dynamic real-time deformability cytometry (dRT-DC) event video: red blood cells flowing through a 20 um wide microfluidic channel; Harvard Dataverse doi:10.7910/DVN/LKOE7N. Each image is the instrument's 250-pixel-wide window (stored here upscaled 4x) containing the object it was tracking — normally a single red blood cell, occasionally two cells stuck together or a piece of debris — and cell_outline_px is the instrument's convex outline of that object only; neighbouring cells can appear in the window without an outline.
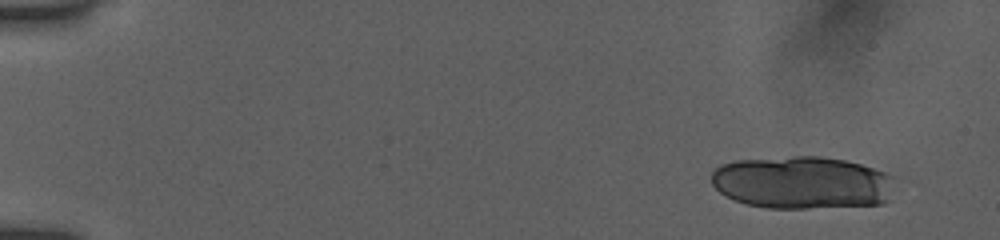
{"species": "human", "species_latin": "Homo sapiens", "temperature_condition": "room temperature", "stored_images_in_passage": 16, "camera_frame_rate_fps": 3000, "um_per_image_px": 0.085, "donor": {"sex": "female"}, "frame": {"image": 1, "passage_image": 1, "time_ms": 0.0, "image_size_px": [1000, 240], "cell_outline_px": [[892, 176], [888, 200], [884, 204], [808, 208], [768, 208], [748, 204], [736, 200], [720, 192], [712, 184], [712, 172], [720, 164], [736, 160], [796, 156], [820, 156], [844, 160], [860, 164], [884, 172]], "centroid_in_image_um": [68.15, 15.52], "position_along_channel_um": 16.8, "area_um2": 56.01}}